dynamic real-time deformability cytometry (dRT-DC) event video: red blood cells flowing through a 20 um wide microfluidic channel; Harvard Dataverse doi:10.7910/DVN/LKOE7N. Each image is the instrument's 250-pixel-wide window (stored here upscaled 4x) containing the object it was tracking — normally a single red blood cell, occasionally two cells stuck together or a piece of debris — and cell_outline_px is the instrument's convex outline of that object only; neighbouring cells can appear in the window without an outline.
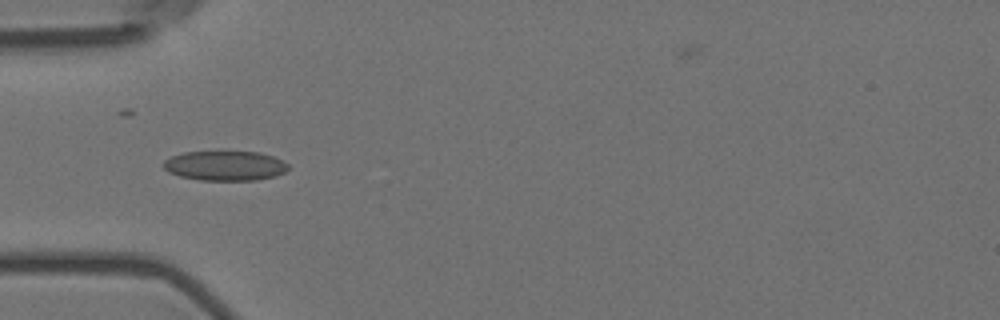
{"species": "Egyptian fruit bat (a non-hibernating species)", "species_latin": "Rousettus aegyptiacus", "temperature_condition": "room temperature", "stored_images_in_passage": 9, "camera_frame_rate_fps": 3000, "um_per_image_px": 0.085, "animal": {"sex": "female"}, "frame": {"image": 1, "passage_image": 6, "time_ms": 1.667, "image_size_px": [1000, 320], "cell_outline_px": [[288, 168], [284, 172], [276, 176], [256, 180], [200, 180], [180, 176], [168, 172], [164, 168], [164, 160], [172, 156], [184, 152], [260, 152], [272, 156], [288, 164]], "centroid_in_image_um": [19.12, 14.09], "position_along_channel_um": 65.9, "area_um2": 21.44}}
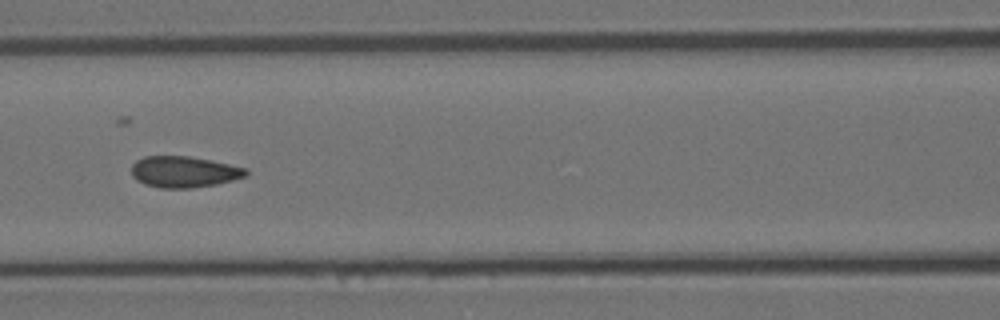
{"frame": {"image": 2, "passage_image": 8, "time_ms": 2.333, "image_size_px": [1000, 320], "cell_outline_px": [[248, 176], [216, 184], [192, 188], [160, 188], [144, 184], [136, 180], [132, 176], [132, 164], [136, 160], [144, 156], [188, 156], [212, 160], [248, 168]], "centroid_in_image_um": [15.65, 14.6], "position_along_channel_um": 151.0, "area_um2": 21.04}}
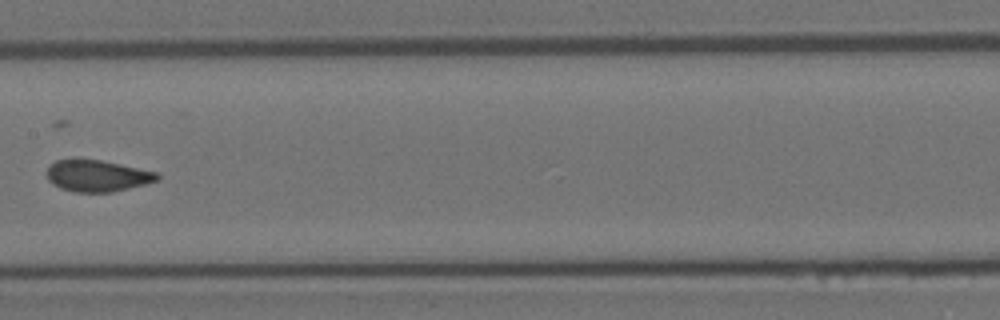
{"frame": {"image": 3, "passage_image": 9, "time_ms": 2.667, "image_size_px": [1000, 320], "cell_outline_px": [[160, 180], [112, 192], [72, 192], [60, 188], [52, 184], [48, 180], [48, 168], [56, 160], [76, 156], [100, 160], [120, 164], [156, 172], [160, 176]], "centroid_in_image_um": [8.22, 14.91], "position_along_channel_um": 199.2, "area_um2": 20.63}}